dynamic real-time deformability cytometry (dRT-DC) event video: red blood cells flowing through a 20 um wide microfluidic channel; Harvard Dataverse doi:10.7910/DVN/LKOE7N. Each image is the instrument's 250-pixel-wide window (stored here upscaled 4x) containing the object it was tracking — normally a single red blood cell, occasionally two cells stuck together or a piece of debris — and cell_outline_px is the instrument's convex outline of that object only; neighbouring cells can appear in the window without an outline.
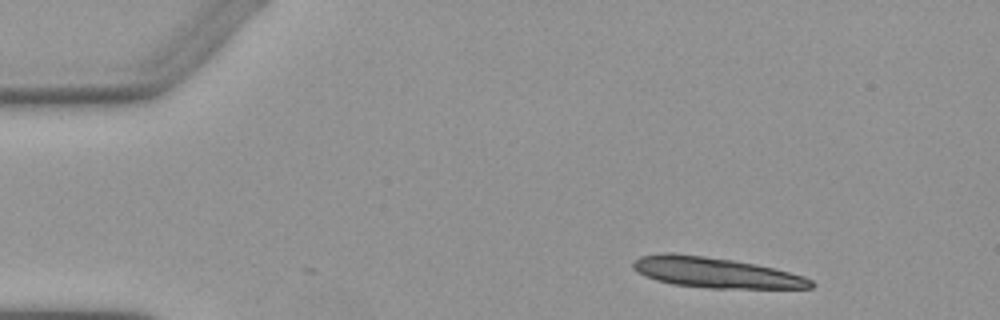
{"species": "Egyptian fruit bat (a non-hibernating species)", "species_latin": "Rousettus aegyptiacus", "temperature_condition": "warm", "stored_images_in_passage": 4, "segment_of_instrument_passage": [1, 2], "camera_frame_rate_fps": 3000, "um_per_image_px": 0.085, "animal": {"sex": "female"}, "frame": {"image": 1, "passage_image": 1, "time_ms": 0.0, "image_size_px": [1000, 320], "cell_outline_px": [[816, 284], [812, 288], [708, 288], [672, 284], [656, 280], [644, 276], [636, 272], [632, 268], [632, 260], [640, 256], [660, 252], [672, 252], [704, 256], [732, 260], [756, 264], [776, 268], [804, 276], [812, 280]], "centroid_in_image_um": [60.77, 23.16], "position_along_channel_um": 24.2, "area_um2": 31.91}}